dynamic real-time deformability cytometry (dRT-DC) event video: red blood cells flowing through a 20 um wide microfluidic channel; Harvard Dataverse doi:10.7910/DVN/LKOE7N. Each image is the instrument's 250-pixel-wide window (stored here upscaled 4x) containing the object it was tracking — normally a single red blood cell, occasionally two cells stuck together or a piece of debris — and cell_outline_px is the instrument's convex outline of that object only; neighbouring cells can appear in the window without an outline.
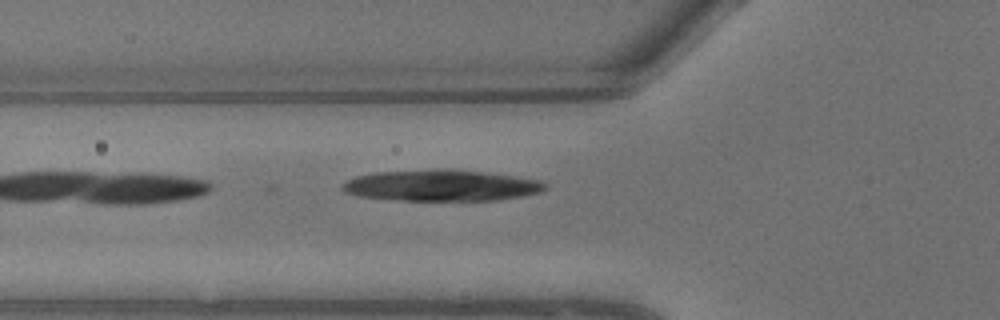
{"species": "common noctule bat (a hibernating species)", "species_latin": "Nyctalus noctula", "temperature_condition": "warm", "stored_images_in_passage": 8, "camera_frame_rate_fps": 3000, "um_per_image_px": 0.085, "animal": {"sex": "male", "body_mass_g": 13.3}, "frame": {"image": 1, "passage_image": 8, "time_ms": 2.333, "image_size_px": [1000, 320], "cell_outline_px": [[548, 188], [540, 192], [520, 196], [496, 200], [400, 200], [356, 196], [344, 192], [340, 188], [340, 184], [356, 176], [376, 172], [436, 168], [448, 168], [512, 176], [540, 180], [548, 184]], "centroid_in_image_um": [37.46, 15.75], "position_along_channel_um": 88.3, "area_um2": 37.05}}